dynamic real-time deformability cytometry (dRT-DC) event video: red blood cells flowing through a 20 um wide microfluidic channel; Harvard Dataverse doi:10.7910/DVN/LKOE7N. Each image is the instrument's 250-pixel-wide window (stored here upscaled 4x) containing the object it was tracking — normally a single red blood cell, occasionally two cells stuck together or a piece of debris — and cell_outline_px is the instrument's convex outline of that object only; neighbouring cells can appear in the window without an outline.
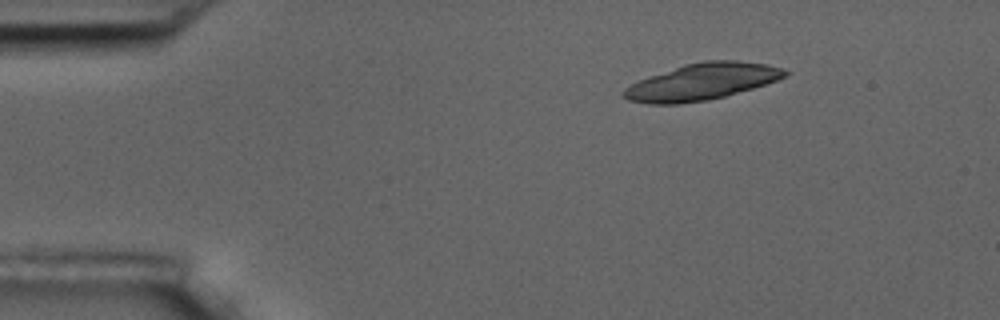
{"species": "common noctule bat (a hibernating species)", "species_latin": "Nyctalus noctula", "temperature_condition": "room temperature", "stored_images_in_passage": 13, "camera_frame_rate_fps": 3000, "um_per_image_px": 0.085, "animal": {"sex": "male", "body_mass_g": 17.5, "forearm_length_mm": 52.3}, "frame": {"image": 1, "passage_image": 1, "time_ms": 0.0, "image_size_px": [1000, 320], "cell_outline_px": [[792, 72], [776, 80], [752, 88], [724, 96], [708, 100], [680, 104], [648, 104], [628, 100], [620, 96], [620, 92], [624, 88], [648, 76], [684, 64], [704, 60], [736, 60], [768, 64], [784, 68]], "centroid_in_image_um": [59.63, 6.94], "position_along_channel_um": 25.4, "area_um2": 34.51}}